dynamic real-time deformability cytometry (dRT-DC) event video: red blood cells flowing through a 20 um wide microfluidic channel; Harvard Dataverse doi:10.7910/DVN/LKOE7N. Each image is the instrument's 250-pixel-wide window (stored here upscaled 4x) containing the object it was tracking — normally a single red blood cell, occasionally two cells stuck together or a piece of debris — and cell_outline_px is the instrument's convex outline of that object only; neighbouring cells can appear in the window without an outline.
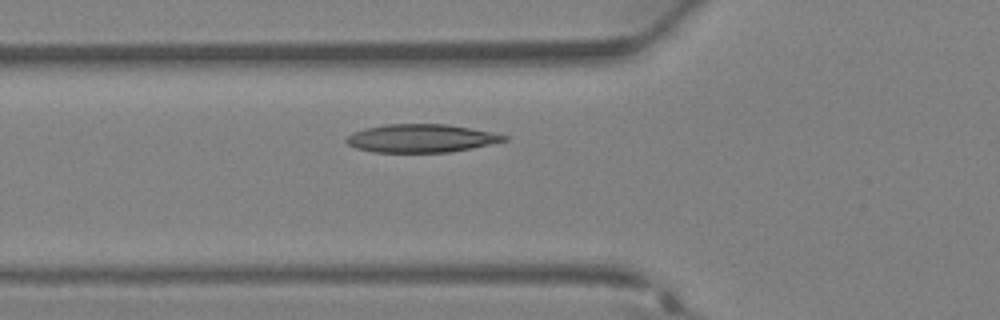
{"species": "Egyptian fruit bat (a non-hibernating species)", "species_latin": "Rousettus aegyptiacus", "temperature_condition": "warm", "stored_images_in_passage": 29, "camera_frame_rate_fps": 3000, "um_per_image_px": 0.085, "animal": {"sex": "female"}, "frame": {"image": 1, "passage_image": 8, "time_ms": 2.333, "image_size_px": [1000, 320], "cell_outline_px": [[508, 140], [472, 148], [448, 152], [372, 152], [356, 148], [348, 144], [344, 140], [352, 132], [364, 128], [384, 124], [448, 124], [472, 128], [492, 132], [508, 136]], "centroid_in_image_um": [35.78, 11.75], "position_along_channel_um": 90.0, "area_um2": 26.01}}
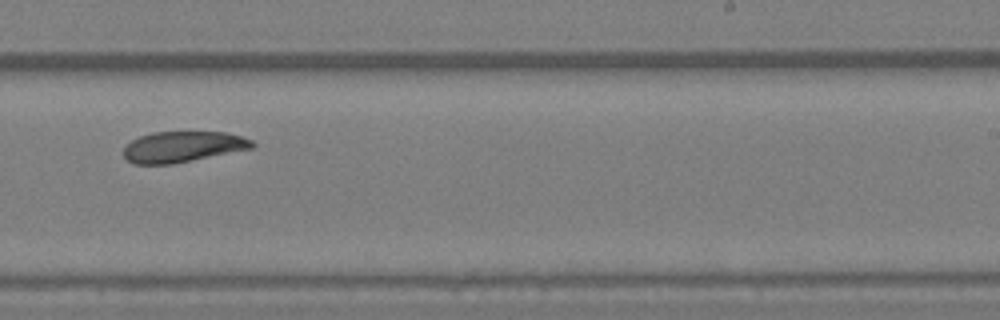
{"frame": {"image": 2, "passage_image": 18, "time_ms": 5.667, "image_size_px": [1000, 320], "cell_outline_px": [[256, 144], [252, 148], [172, 164], [132, 164], [124, 156], [124, 148], [132, 140], [140, 136], [152, 132], [228, 132], [252, 140]], "centroid_in_image_um": [15.53, 12.47], "position_along_channel_um": 273.5, "area_um2": 22.95}}
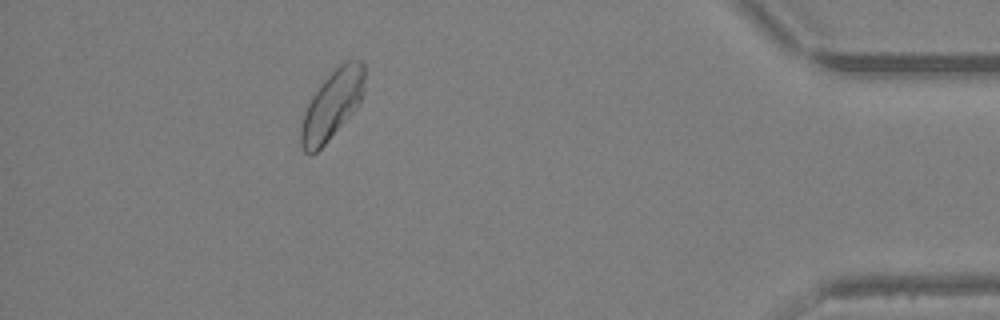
{"frame": {"image": 3, "passage_image": 28, "time_ms": 9.0, "image_size_px": [1000, 320], "cell_outline_px": [[364, 92], [360, 104], [328, 140], [316, 152], [304, 152], [300, 144], [300, 128], [304, 112], [312, 96], [324, 80], [344, 60], [364, 60]], "centroid_in_image_um": [28.24, 8.88], "position_along_channel_um": 407.0, "area_um2": 25.26}}